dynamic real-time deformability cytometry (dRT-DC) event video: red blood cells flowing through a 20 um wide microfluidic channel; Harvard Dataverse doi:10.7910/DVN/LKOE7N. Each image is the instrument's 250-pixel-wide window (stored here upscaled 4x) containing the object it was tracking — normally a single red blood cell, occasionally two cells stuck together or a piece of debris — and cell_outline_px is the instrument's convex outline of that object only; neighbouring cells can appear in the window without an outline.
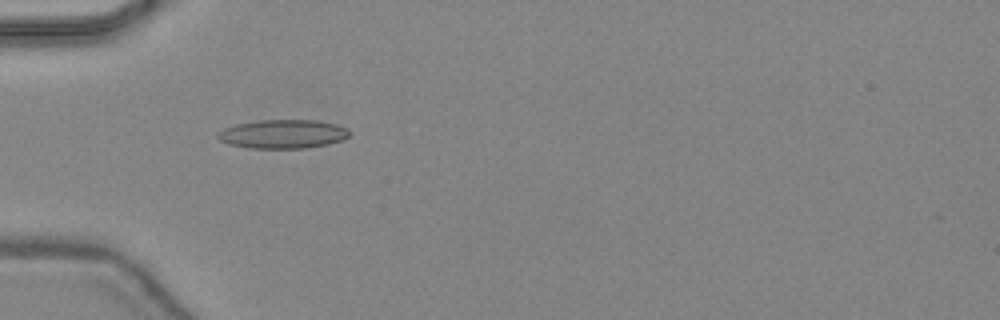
{"species": "common noctule bat (a hibernating species)", "species_latin": "Nyctalus noctula", "temperature_condition": "warm", "stored_images_in_passage": 26, "camera_frame_rate_fps": 3000, "um_per_image_px": 0.085, "animal": {"sex": "female", "body_mass_g": 24.6, "forearm_length_mm": 56.2}, "frame": {"image": 1, "passage_image": 9, "time_ms": 2.667, "image_size_px": [1000, 320], "cell_outline_px": [[352, 132], [348, 136], [340, 140], [328, 144], [304, 148], [248, 148], [228, 144], [220, 140], [216, 136], [216, 132], [224, 128], [236, 124], [260, 120], [316, 120], [336, 124], [348, 128]], "centroid_in_image_um": [24.03, 11.39], "position_along_channel_um": 61.0, "area_um2": 22.2}}
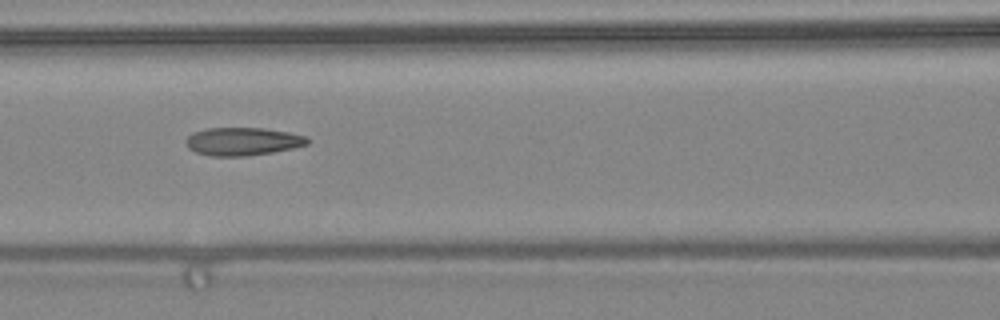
{"frame": {"image": 2, "passage_image": 15, "time_ms": 4.667, "image_size_px": [1000, 320], "cell_outline_px": [[308, 144], [292, 148], [272, 152], [248, 156], [212, 156], [196, 152], [188, 148], [184, 140], [192, 132], [208, 128], [264, 128], [288, 132], [308, 136]], "centroid_in_image_um": [20.61, 12.02], "position_along_channel_um": 146.0, "area_um2": 19.88}}
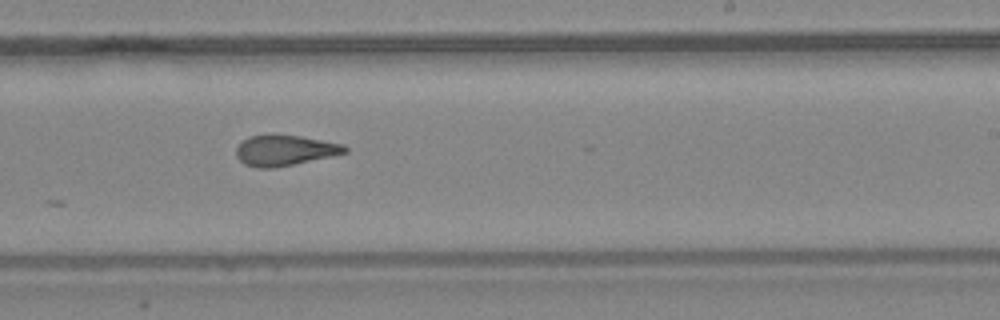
{"frame": {"image": 3, "passage_image": 23, "time_ms": 7.333, "image_size_px": [1000, 320], "cell_outline_px": [[348, 152], [332, 156], [272, 168], [256, 168], [244, 164], [236, 156], [236, 148], [248, 136], [272, 132], [300, 136], [344, 144], [348, 148]], "centroid_in_image_um": [24.18, 12.75], "position_along_channel_um": 264.8, "area_um2": 19.71}}